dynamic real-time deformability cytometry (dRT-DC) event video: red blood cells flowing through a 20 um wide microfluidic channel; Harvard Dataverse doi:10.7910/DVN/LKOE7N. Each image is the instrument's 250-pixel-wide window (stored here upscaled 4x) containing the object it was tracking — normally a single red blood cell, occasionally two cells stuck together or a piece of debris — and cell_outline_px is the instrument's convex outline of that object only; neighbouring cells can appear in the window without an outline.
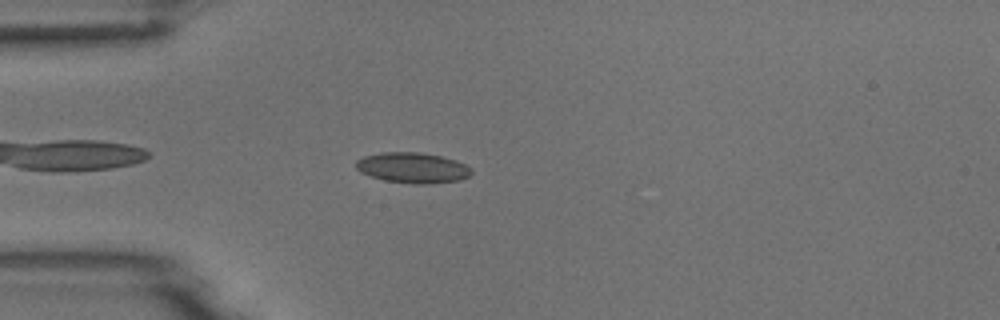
{"species": "common noctule bat (a hibernating species)", "species_latin": "Nyctalus noctula", "temperature_condition": "room temperature", "stored_images_in_passage": 5, "camera_frame_rate_fps": 3000, "um_per_image_px": 0.085, "animal": {"sex": "male", "body_mass_g": 18.8}, "frame": {"image": 1, "passage_image": 4, "time_ms": 3.667, "image_size_px": [1000, 320], "cell_outline_px": [[472, 172], [468, 176], [460, 180], [428, 184], [416, 184], [384, 180], [360, 172], [356, 168], [356, 160], [364, 156], [380, 152], [416, 152], [440, 156], [456, 160], [472, 168]], "centroid_in_image_um": [35.07, 14.26], "position_along_channel_um": 49.9, "area_um2": 20.46}}